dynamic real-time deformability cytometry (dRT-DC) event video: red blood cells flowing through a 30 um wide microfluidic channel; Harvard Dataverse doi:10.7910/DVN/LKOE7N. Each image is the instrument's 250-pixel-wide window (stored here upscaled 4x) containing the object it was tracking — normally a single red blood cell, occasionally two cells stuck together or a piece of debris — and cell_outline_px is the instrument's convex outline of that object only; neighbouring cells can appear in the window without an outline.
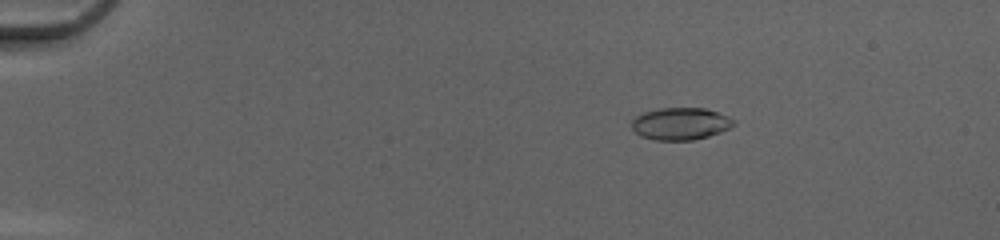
{"species": "common noctule bat (a hibernating species)", "species_latin": "Nyctalus noctula", "temperature_condition": "cold", "stored_images_in_passage": 52, "camera_frame_rate_fps": 3000, "um_per_image_px": 0.085, "animal": {"sex": "female", "body_mass_g": 20.0, "forearm_length_mm": 54.0}, "frame": {"image": 1, "passage_image": 10, "time_ms": 3.0, "image_size_px": [1000, 240], "cell_outline_px": [[736, 124], [720, 132], [708, 136], [692, 140], [656, 140], [640, 136], [632, 128], [632, 120], [636, 116], [644, 112], [660, 108], [704, 108], [728, 116], [736, 120]], "centroid_in_image_um": [57.85, 10.51], "position_along_channel_um": 27.2, "area_um2": 19.07}}
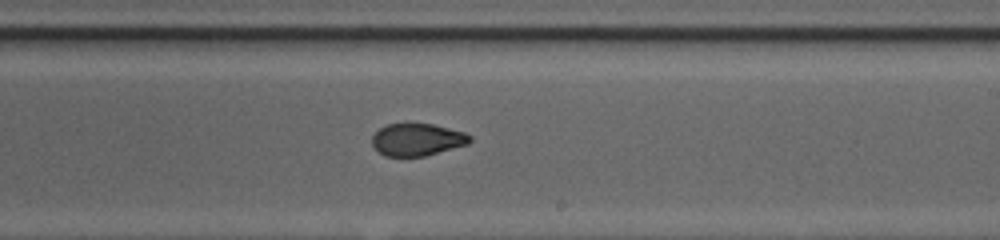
{"frame": {"image": 2, "passage_image": 33, "time_ms": 10.667, "image_size_px": [1000, 240], "cell_outline_px": [[472, 140], [468, 144], [424, 156], [384, 156], [372, 144], [372, 136], [380, 128], [388, 124], [432, 124], [464, 132], [472, 136]], "centroid_in_image_um": [35.47, 11.87], "position_along_channel_um": 253.5, "area_um2": 18.21}}
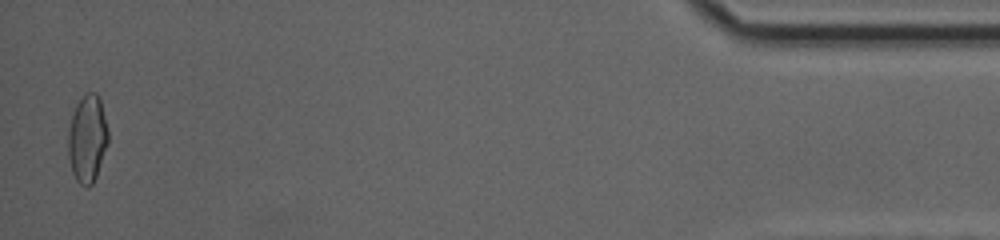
{"frame": {"image": 3, "passage_image": 51, "time_ms": 16.667, "image_size_px": [1000, 240], "cell_outline_px": [[108, 144], [96, 176], [92, 184], [88, 188], [80, 184], [76, 180], [72, 172], [68, 156], [68, 132], [72, 112], [76, 104], [88, 92], [96, 92], [100, 100], [108, 132]], "centroid_in_image_um": [7.41, 11.81], "position_along_channel_um": 427.8, "area_um2": 20.35}, "authors_computed_cell_mechanics": {"area_um2": 19.4208, "velocity_mm_per_s": 4.2061, "shape_relaxation_time_tau1_ms": null, "shape_relaxation_time_tau2_ms": 1.1783, "deformation_change_tau1": null, "deformation_change_tau2": 0.0648}}